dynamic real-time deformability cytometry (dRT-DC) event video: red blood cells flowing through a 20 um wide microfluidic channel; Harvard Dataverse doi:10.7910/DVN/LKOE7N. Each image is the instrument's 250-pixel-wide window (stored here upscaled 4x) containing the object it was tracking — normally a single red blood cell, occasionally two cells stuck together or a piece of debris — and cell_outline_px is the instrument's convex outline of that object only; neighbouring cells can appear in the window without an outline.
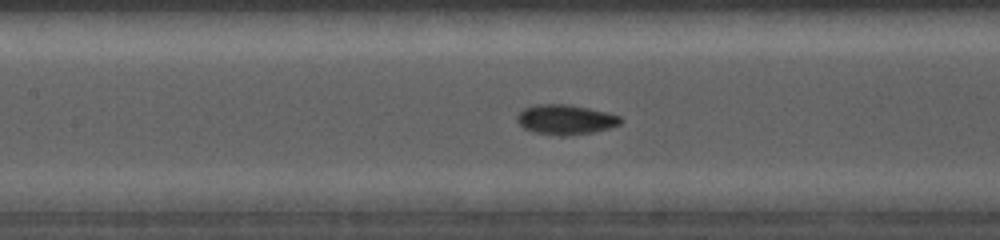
{"species": "common noctule bat (a hibernating species)", "species_latin": "Nyctalus noctula", "temperature_condition": "cold", "stored_images_in_passage": 25, "camera_frame_rate_fps": 5000, "um_per_image_px": 0.085, "animal": {"sex": "female", "body_mass_g": 19.0, "forearm_length_mm": 56.7}, "frame": {"image": 1, "passage_image": 9, "time_ms": 5.6, "image_size_px": [1000, 240], "cell_outline_px": [[624, 120], [620, 124], [608, 128], [592, 132], [568, 136], [560, 136], [536, 132], [524, 128], [516, 120], [516, 116], [524, 108], [536, 104], [568, 104], [588, 108], [620, 116]], "centroid_in_image_um": [48.06, 10.16], "position_along_channel_um": 159.3, "area_um2": 17.92}}
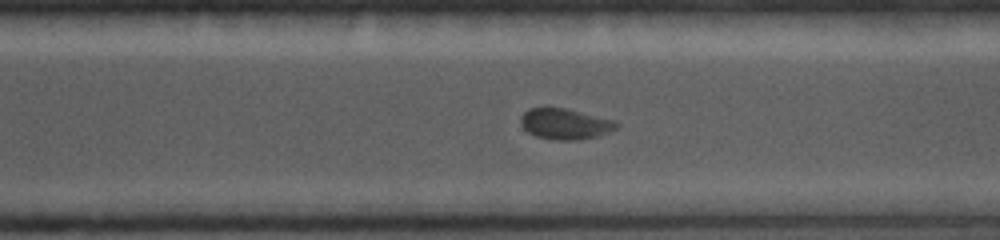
{"frame": {"image": 2, "passage_image": 17, "time_ms": 9.2, "image_size_px": [1000, 240], "cell_outline_px": [[620, 124], [616, 128], [600, 136], [580, 140], [552, 140], [536, 136], [528, 132], [520, 124], [520, 116], [528, 108], [564, 108], [616, 120]], "centroid_in_image_um": [48.04, 10.54], "position_along_channel_um": 322.6, "area_um2": 17.34}}
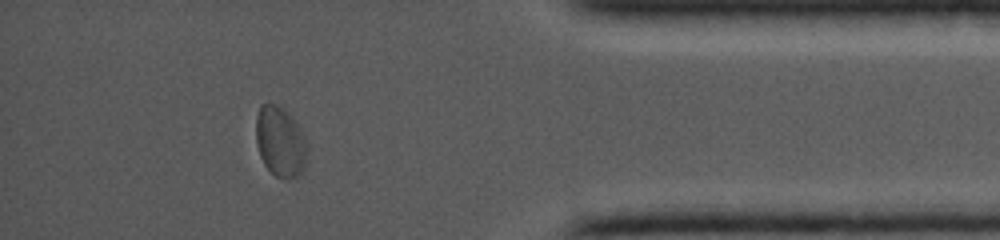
{"frame": {"image": 3, "passage_image": 22, "time_ms": 11.6, "image_size_px": [1000, 240], "cell_outline_px": [[308, 148], [304, 168], [296, 176], [288, 180], [284, 180], [276, 176], [264, 164], [260, 156], [256, 144], [256, 116], [260, 104], [276, 104], [284, 108], [292, 116], [300, 128], [308, 144]], "centroid_in_image_um": [23.83, 12.03], "position_along_channel_um": 411.4, "area_um2": 21.27}}